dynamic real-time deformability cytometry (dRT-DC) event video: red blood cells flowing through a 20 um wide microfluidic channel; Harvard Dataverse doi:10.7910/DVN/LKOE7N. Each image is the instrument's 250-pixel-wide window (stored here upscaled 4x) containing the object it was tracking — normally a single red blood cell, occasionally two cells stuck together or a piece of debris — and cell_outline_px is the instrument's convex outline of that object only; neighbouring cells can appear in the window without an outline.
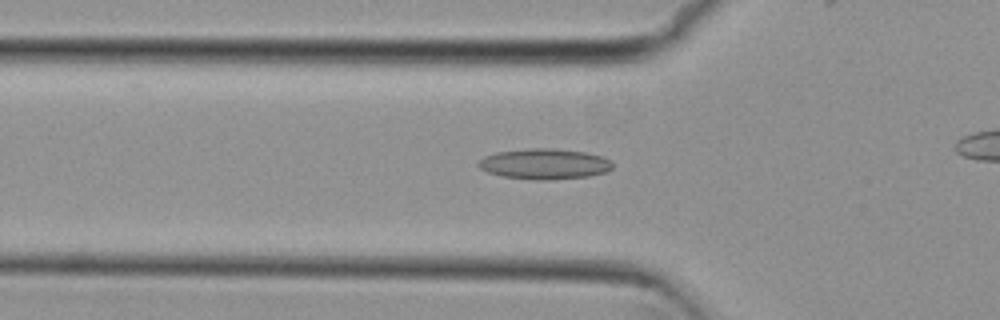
{"species": "common noctule bat (a hibernating species)", "species_latin": "Nyctalus noctula", "temperature_condition": "cold", "stored_images_in_passage": 30, "camera_frame_rate_fps": 3000, "um_per_image_px": 0.085, "animal": {"sex": "female", "body_mass_g": 29.2, "forearm_length_mm": 56.3}, "frame": {"image": 1, "passage_image": 4, "time_ms": 1.0, "image_size_px": [1000, 320], "cell_outline_px": [[612, 168], [604, 172], [588, 176], [548, 180], [544, 180], [504, 176], [488, 172], [480, 168], [476, 164], [484, 156], [496, 152], [528, 148], [556, 148], [584, 152], [604, 156], [612, 160]], "centroid_in_image_um": [46.3, 13.91], "position_along_channel_um": 79.5, "area_um2": 23.81}}
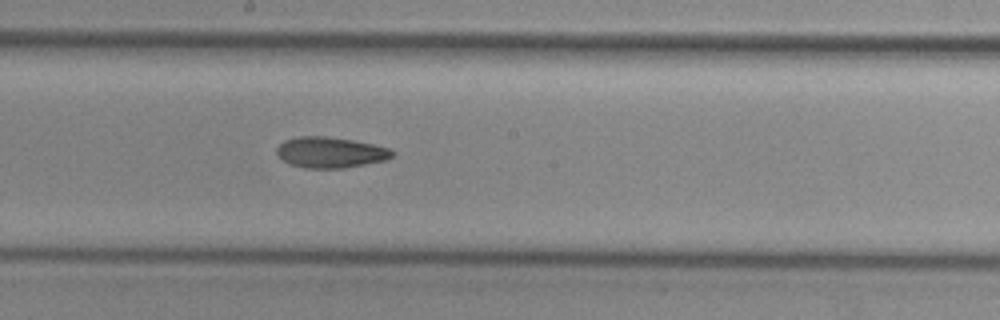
{"frame": {"image": 2, "passage_image": 15, "time_ms": 4.667, "image_size_px": [1000, 320], "cell_outline_px": [[396, 152], [392, 156], [384, 160], [344, 168], [304, 168], [288, 164], [276, 152], [276, 148], [284, 140], [296, 136], [324, 136], [352, 140], [372, 144], [388, 148]], "centroid_in_image_um": [28.05, 12.95], "position_along_channel_um": 220.2, "area_um2": 20.63}}
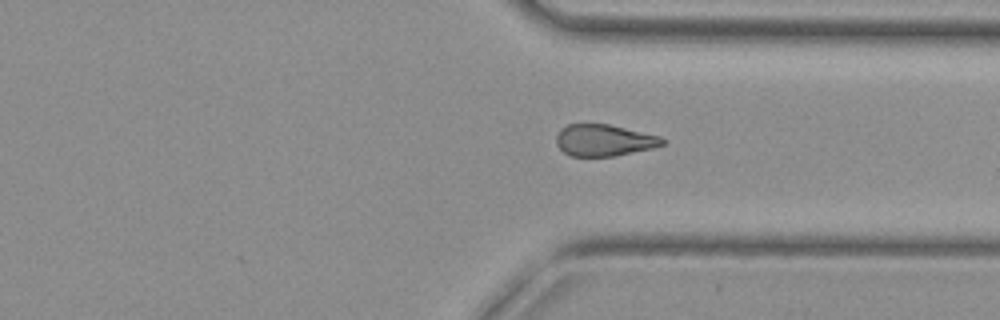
{"frame": {"image": 3, "passage_image": 26, "time_ms": 8.333, "image_size_px": [1000, 320], "cell_outline_px": [[668, 140], [664, 144], [652, 148], [616, 156], [572, 156], [564, 152], [556, 144], [556, 136], [560, 128], [568, 124], [608, 124], [660, 136]], "centroid_in_image_um": [51.35, 11.92], "position_along_channel_um": 360.1, "area_um2": 19.59}}